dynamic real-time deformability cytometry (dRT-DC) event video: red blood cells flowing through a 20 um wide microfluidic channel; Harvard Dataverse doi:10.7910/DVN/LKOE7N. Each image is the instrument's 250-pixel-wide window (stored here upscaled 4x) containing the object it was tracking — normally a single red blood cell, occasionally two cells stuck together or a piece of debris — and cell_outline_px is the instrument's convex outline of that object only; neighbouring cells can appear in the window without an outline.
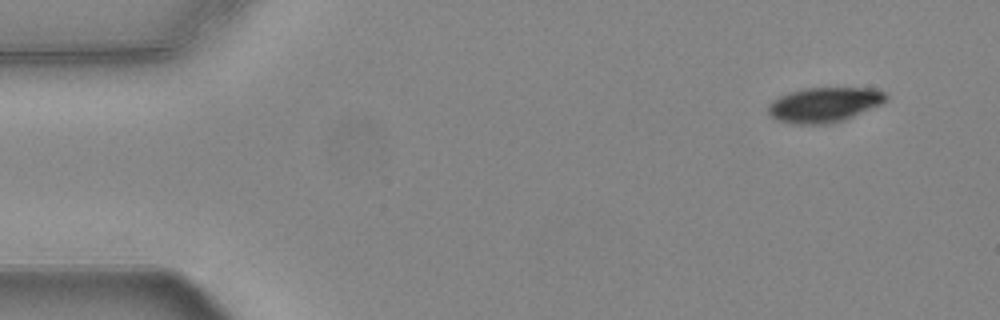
{"species": "common noctule bat (a hibernating species)", "species_latin": "Nyctalus noctula", "temperature_condition": "warm", "stored_images_in_passage": 12, "camera_frame_rate_fps": 3000, "um_per_image_px": 0.085, "animal": {"sex": "female", "body_mass_g": 24.6, "forearm_length_mm": 56.2}, "frame": {"image": 1, "passage_image": 1, "time_ms": 0.0, "image_size_px": [1000, 320], "cell_outline_px": [[888, 100], [880, 104], [844, 120], [828, 124], [796, 124], [776, 120], [768, 112], [768, 104], [772, 100], [788, 92], [804, 88], [876, 88], [884, 92], [888, 96]], "centroid_in_image_um": [70.05, 8.89], "position_along_channel_um": 14.9, "area_um2": 23.99}}
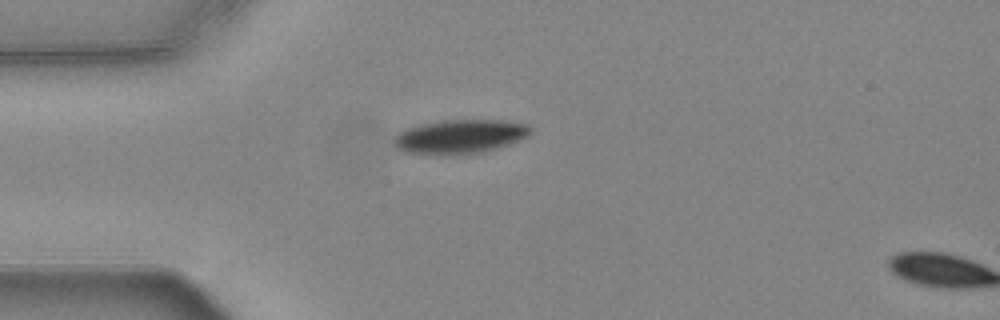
{"frame": {"image": 2, "passage_image": 11, "time_ms": 3.333, "image_size_px": [1000, 320], "cell_outline_px": [[532, 132], [528, 136], [520, 140], [484, 152], [448, 156], [444, 156], [404, 152], [396, 148], [392, 140], [400, 132], [408, 128], [440, 120], [500, 120], [528, 124], [532, 128]], "centroid_in_image_um": [39.1, 11.63], "position_along_channel_um": 45.9, "area_um2": 27.34}}